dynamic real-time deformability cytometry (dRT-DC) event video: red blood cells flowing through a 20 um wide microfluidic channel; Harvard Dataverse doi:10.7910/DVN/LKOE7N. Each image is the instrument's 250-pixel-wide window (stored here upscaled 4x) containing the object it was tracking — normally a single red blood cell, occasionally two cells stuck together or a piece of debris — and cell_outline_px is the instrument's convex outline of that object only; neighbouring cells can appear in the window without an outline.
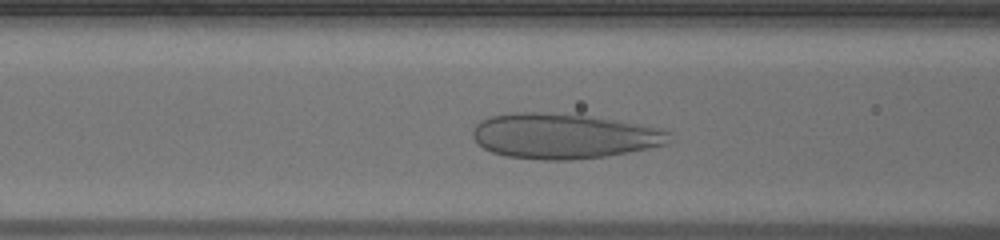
{"species": "human", "species_latin": "Homo sapiens", "temperature_condition": "warm", "stored_images_in_passage": 31, "camera_frame_rate_fps": 3000, "um_per_image_px": 0.085, "donor": {"sex": "male"}, "frame": {"image": 1, "passage_image": 10, "time_ms": 3.0, "image_size_px": [1000, 240], "cell_outline_px": [[676, 140], [668, 144], [608, 156], [572, 160], [544, 160], [504, 156], [492, 152], [484, 148], [472, 136], [472, 128], [480, 120], [488, 116], [512, 112], [540, 112], [588, 116], [616, 120], [664, 128], [672, 132]], "centroid_in_image_um": [47.97, 11.56], "position_along_channel_um": 118.6, "area_um2": 52.42}}
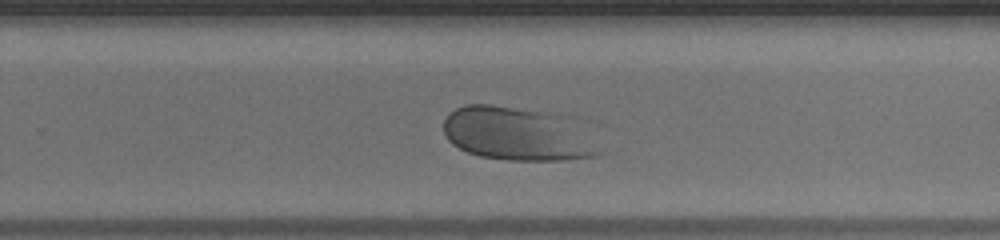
{"frame": {"image": 2, "passage_image": 22, "time_ms": 7.0, "image_size_px": [1000, 240], "cell_outline_px": [[604, 152], [596, 156], [564, 160], [508, 160], [480, 156], [468, 152], [452, 144], [448, 140], [444, 132], [444, 120], [448, 112], [464, 104], [492, 104], [540, 112], [560, 116]], "centroid_in_image_um": [43.81, 11.4], "position_along_channel_um": 286.0, "area_um2": 47.22}}
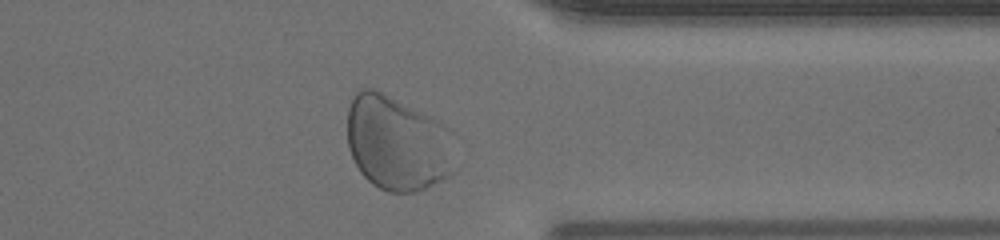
{"frame": {"image": 3, "passage_image": 29, "time_ms": 9.333, "image_size_px": [1000, 240], "cell_outline_px": [[452, 172], [448, 176], [416, 192], [388, 192], [372, 184], [360, 172], [348, 148], [348, 108], [352, 96], [360, 88], [372, 88], [432, 116], [448, 128], [452, 132]], "centroid_in_image_um": [33.75, 12.16], "position_along_channel_um": 377.6, "area_um2": 59.48}}